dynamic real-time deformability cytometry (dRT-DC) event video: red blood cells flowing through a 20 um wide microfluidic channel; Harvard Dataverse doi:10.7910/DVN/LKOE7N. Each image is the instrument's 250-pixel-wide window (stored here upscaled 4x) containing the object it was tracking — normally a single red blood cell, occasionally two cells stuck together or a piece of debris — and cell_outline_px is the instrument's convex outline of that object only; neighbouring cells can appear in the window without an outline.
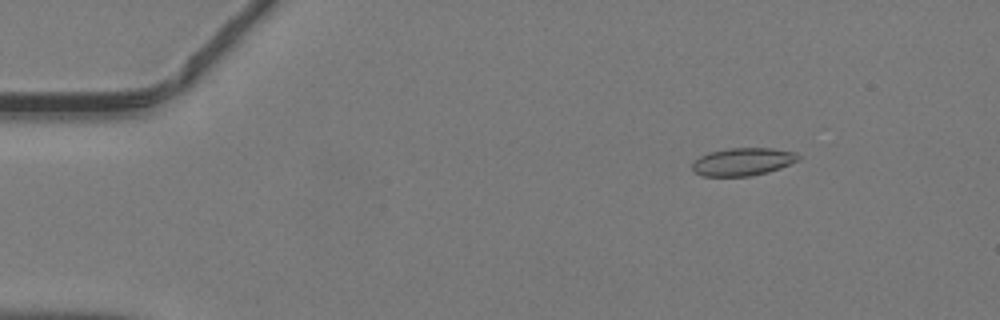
{"species": "common noctule bat (a hibernating species)", "species_latin": "Nyctalus noctula", "temperature_condition": "warm", "stored_images_in_passage": 47, "camera_frame_rate_fps": 3000, "um_per_image_px": 0.085, "animal": {"sex": "male", "body_mass_g": 19.2, "forearm_length_mm": 51.8}, "frame": {"image": 1, "passage_image": 7, "time_ms": 2.0, "image_size_px": [1000, 320], "cell_outline_px": [[800, 160], [780, 168], [768, 172], [748, 176], [704, 176], [696, 172], [692, 168], [692, 164], [700, 156], [708, 152], [728, 148], [772, 148], [796, 152], [800, 156]], "centroid_in_image_um": [63.17, 13.74], "position_along_channel_um": 21.8, "area_um2": 17.17}}
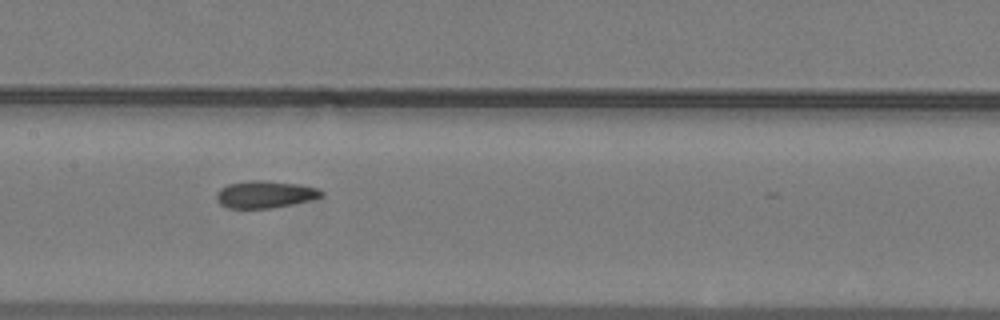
{"frame": {"image": 2, "passage_image": 24, "time_ms": 7.667, "image_size_px": [1000, 320], "cell_outline_px": [[324, 196], [292, 204], [272, 208], [224, 208], [216, 200], [216, 192], [220, 188], [228, 184], [248, 180], [260, 180], [296, 184], [316, 188], [324, 192]], "centroid_in_image_um": [22.46, 16.53], "position_along_channel_um": 184.9, "area_um2": 16.59}}
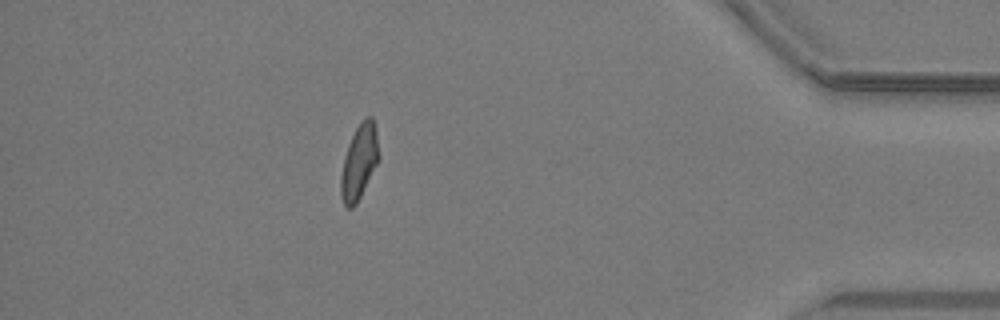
{"frame": {"image": 3, "passage_image": 42, "time_ms": 13.667, "image_size_px": [1000, 320], "cell_outline_px": [[380, 160], [356, 204], [352, 208], [348, 208], [344, 204], [340, 196], [340, 176], [344, 156], [348, 144], [356, 128], [364, 116], [372, 116], [376, 132], [380, 156]], "centroid_in_image_um": [30.53, 13.76], "position_along_channel_um": 404.7, "area_um2": 16.76}}